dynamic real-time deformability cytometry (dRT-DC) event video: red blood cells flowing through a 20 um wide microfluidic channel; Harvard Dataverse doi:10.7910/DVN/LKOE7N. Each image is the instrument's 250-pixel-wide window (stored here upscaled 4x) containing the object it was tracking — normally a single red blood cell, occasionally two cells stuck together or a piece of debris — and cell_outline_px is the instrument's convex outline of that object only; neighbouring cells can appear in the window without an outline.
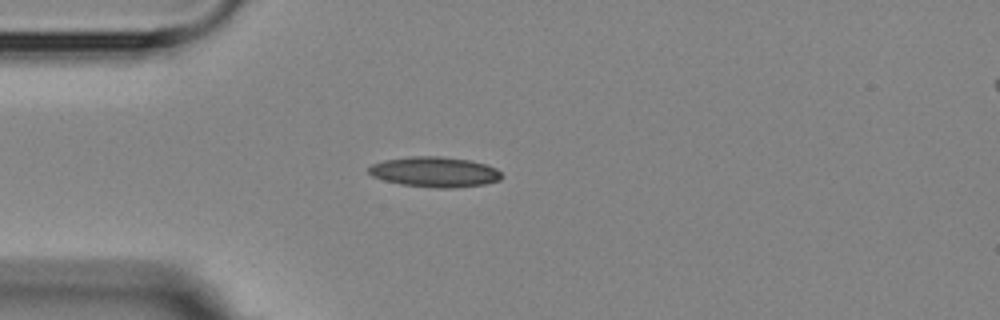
{"species": "Egyptian fruit bat (a non-hibernating species)", "species_latin": "Rousettus aegyptiacus", "temperature_condition": "room temperature", "stored_images_in_passage": 5, "camera_frame_rate_fps": 3000, "um_per_image_px": 0.085, "animal": {"sex": "female"}, "frame": {"image": 1, "passage_image": 1, "time_ms": 0.0, "image_size_px": [1000, 320], "cell_outline_px": [[504, 176], [500, 180], [484, 184], [456, 188], [436, 188], [400, 184], [384, 180], [372, 176], [368, 172], [368, 168], [372, 164], [384, 160], [412, 156], [440, 156], [472, 160], [496, 168]], "centroid_in_image_um": [36.96, 14.61], "position_along_channel_um": 48.0, "area_um2": 23.58}}
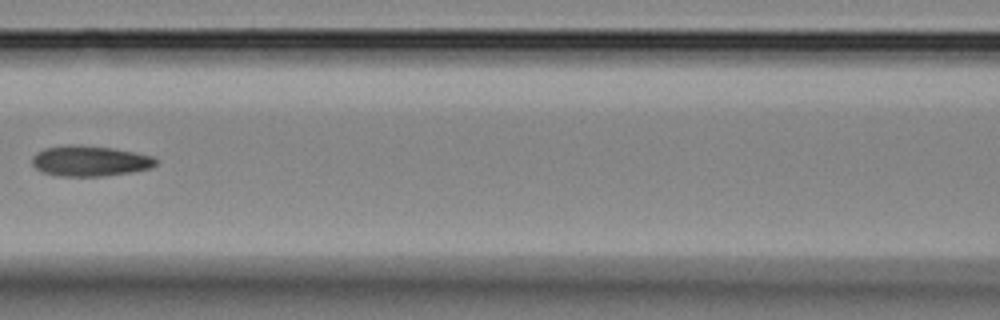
{"frame": {"image": 2, "passage_image": 4, "time_ms": 3.333, "image_size_px": [1000, 320], "cell_outline_px": [[156, 164], [148, 168], [132, 172], [104, 176], [60, 176], [44, 172], [36, 168], [32, 164], [32, 156], [36, 152], [44, 148], [64, 144], [80, 144], [112, 148], [152, 156], [156, 160]], "centroid_in_image_um": [7.58, 13.67], "position_along_channel_um": 159.0, "area_um2": 22.02}}
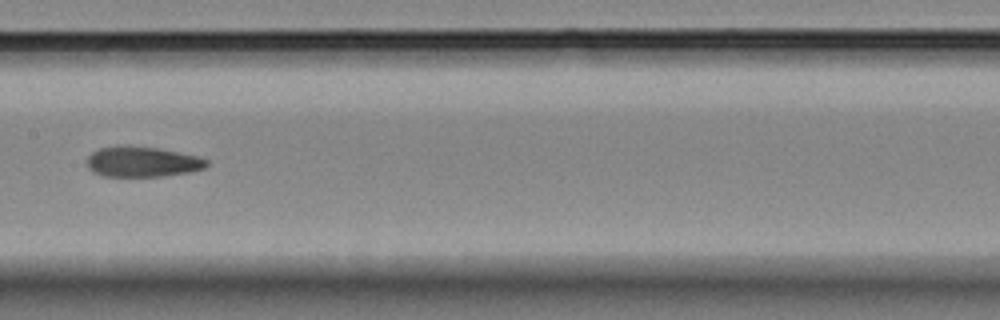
{"frame": {"image": 3, "passage_image": 5, "time_ms": 4.333, "image_size_px": [1000, 320], "cell_outline_px": [[208, 164], [204, 168], [192, 172], [164, 176], [104, 176], [92, 172], [88, 168], [88, 156], [92, 152], [100, 148], [156, 148], [200, 156], [208, 160]], "centroid_in_image_um": [12.16, 13.79], "position_along_channel_um": 195.2, "area_um2": 20.58}}